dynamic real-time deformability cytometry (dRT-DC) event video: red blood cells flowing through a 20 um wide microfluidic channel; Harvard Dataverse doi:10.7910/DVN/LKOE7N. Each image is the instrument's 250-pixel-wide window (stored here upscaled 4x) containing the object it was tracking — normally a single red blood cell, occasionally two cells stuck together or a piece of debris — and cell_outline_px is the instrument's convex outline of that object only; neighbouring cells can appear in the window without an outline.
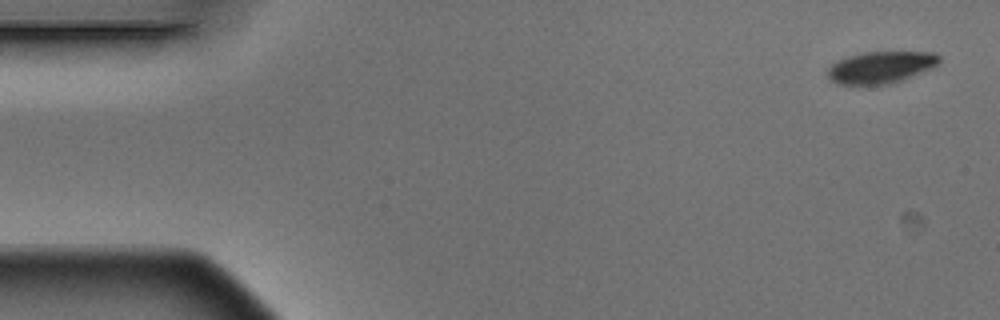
{"species": "Egyptian fruit bat (a non-hibernating species)", "species_latin": "Rousettus aegyptiacus", "temperature_condition": "warm", "stored_images_in_passage": 9, "camera_frame_rate_fps": 3000, "um_per_image_px": 0.085, "animal": {"sex": "male"}, "frame": {"image": 1, "passage_image": 1, "time_ms": 0.0, "image_size_px": [1000, 320], "cell_outline_px": [[940, 60], [936, 64], [928, 68], [892, 84], [836, 84], [828, 76], [828, 68], [836, 60], [848, 56], [864, 52], [936, 52], [940, 56]], "centroid_in_image_um": [74.82, 5.71], "position_along_channel_um": 10.2, "area_um2": 20.4}}
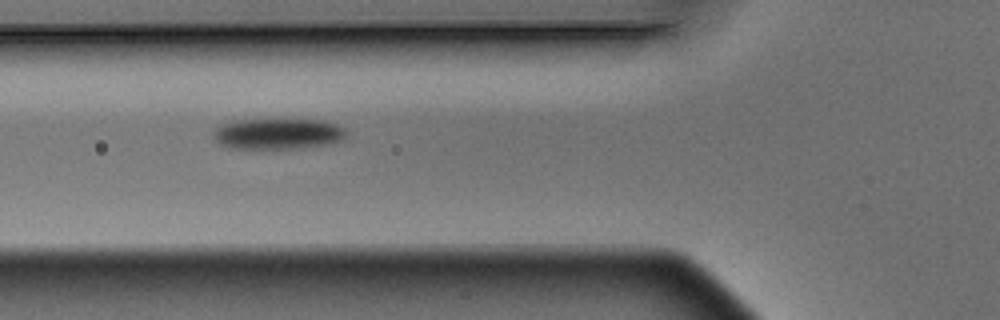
{"frame": {"image": 2, "passage_image": 6, "time_ms": 1.667, "image_size_px": [1000, 320], "cell_outline_px": [[348, 132], [344, 140], [324, 144], [300, 148], [228, 148], [220, 144], [212, 136], [212, 132], [220, 124], [232, 120], [268, 116], [272, 116], [324, 120], [336, 124], [344, 128]], "centroid_in_image_um": [23.59, 11.29], "position_along_channel_um": 102.2, "area_um2": 25.32}}
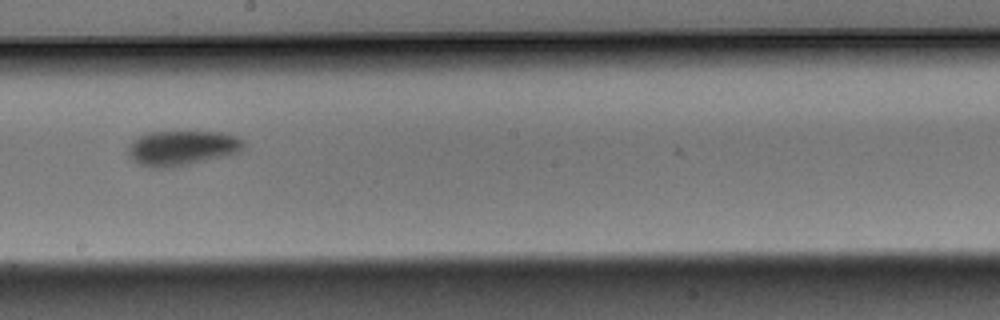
{"frame": {"image": 3, "passage_image": 9, "time_ms": 2.667, "image_size_px": [1000, 320], "cell_outline_px": [[244, 148], [240, 152], [228, 156], [172, 168], [148, 168], [132, 160], [128, 156], [128, 148], [132, 140], [148, 132], [228, 132], [244, 140]], "centroid_in_image_um": [15.5, 12.59], "position_along_channel_um": 232.7, "area_um2": 23.99}}